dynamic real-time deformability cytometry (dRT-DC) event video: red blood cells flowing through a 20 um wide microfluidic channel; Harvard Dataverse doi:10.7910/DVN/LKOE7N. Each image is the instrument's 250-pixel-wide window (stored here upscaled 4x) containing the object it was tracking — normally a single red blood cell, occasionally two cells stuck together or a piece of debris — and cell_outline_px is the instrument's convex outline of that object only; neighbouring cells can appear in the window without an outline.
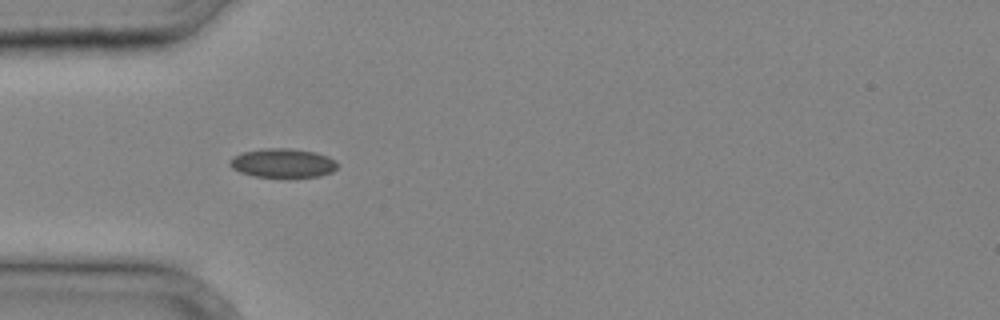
{"species": "common noctule bat (a hibernating species)", "species_latin": "Nyctalus noctula", "temperature_condition": "cold", "stored_images_in_passage": 13, "camera_frame_rate_fps": 3000, "um_per_image_px": 0.085, "animal": {"sex": "male", "body_mass_g": 20.4}, "frame": {"image": 1, "passage_image": 4, "time_ms": 1.0, "image_size_px": [1000, 320], "cell_outline_px": [[336, 168], [332, 172], [320, 176], [288, 180], [256, 176], [240, 172], [232, 168], [228, 164], [228, 160], [244, 152], [264, 148], [288, 148], [316, 152], [328, 156], [336, 160]], "centroid_in_image_um": [24.06, 13.9], "position_along_channel_um": 60.9, "area_um2": 18.84}}
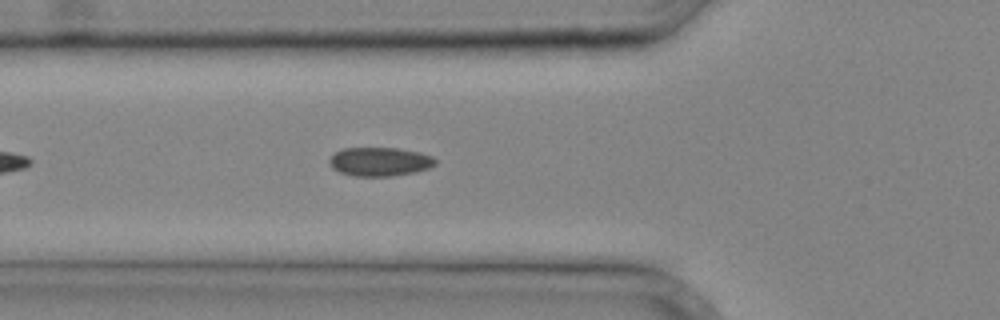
{"frame": {"image": 2, "passage_image": 6, "time_ms": 1.667, "image_size_px": [1000, 320], "cell_outline_px": [[436, 164], [428, 168], [416, 172], [392, 176], [352, 176], [340, 172], [332, 168], [328, 160], [336, 152], [344, 148], [400, 148], [420, 152], [432, 156], [436, 160]], "centroid_in_image_um": [32.29, 13.74], "position_along_channel_um": 93.5, "area_um2": 17.86}}